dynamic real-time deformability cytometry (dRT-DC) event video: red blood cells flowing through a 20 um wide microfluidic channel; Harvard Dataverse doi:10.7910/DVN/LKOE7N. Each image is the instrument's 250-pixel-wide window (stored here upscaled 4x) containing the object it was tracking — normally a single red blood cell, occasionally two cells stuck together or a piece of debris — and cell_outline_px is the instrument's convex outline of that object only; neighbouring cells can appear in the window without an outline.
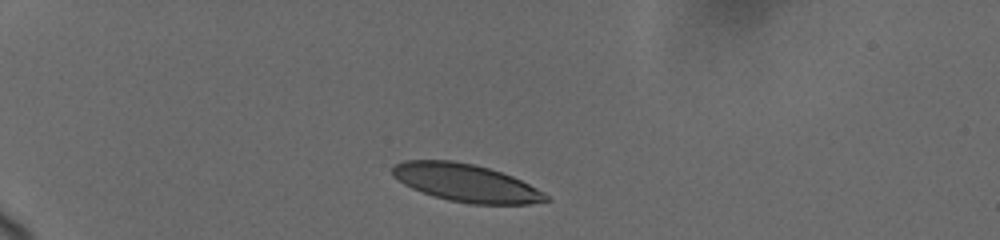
{"species": "human", "species_latin": "Homo sapiens", "temperature_condition": "cold", "stored_images_in_passage": 27, "camera_frame_rate_fps": 3000, "um_per_image_px": 0.085, "donor": {"sex": "female"}, "frame": {"image": 1, "passage_image": 1, "time_ms": 0.0, "image_size_px": [1000, 240], "cell_outline_px": [[552, 200], [528, 204], [468, 204], [448, 200], [412, 188], [404, 184], [392, 176], [392, 168], [396, 164], [404, 160], [452, 160], [472, 164], [488, 168], [512, 176], [544, 192]], "centroid_in_image_um": [39.61, 15.54], "position_along_channel_um": 45.4, "area_um2": 33.52}}
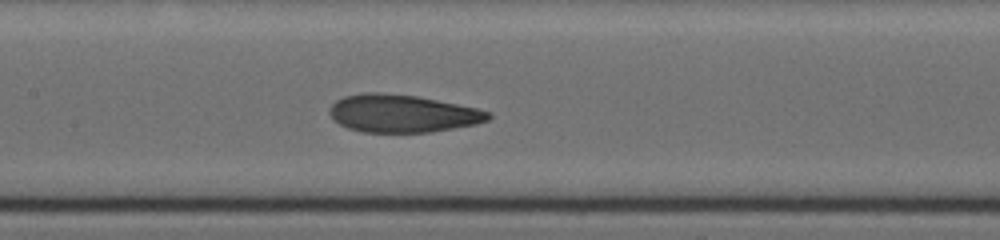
{"frame": {"image": 2, "passage_image": 16, "time_ms": 5.0, "image_size_px": [1000, 240], "cell_outline_px": [[492, 116], [488, 120], [476, 124], [428, 132], [360, 132], [348, 128], [332, 120], [328, 112], [332, 104], [336, 100], [344, 96], [364, 92], [376, 92], [416, 96], [476, 108], [492, 112]], "centroid_in_image_um": [34.16, 9.65], "position_along_channel_um": 173.2, "area_um2": 34.8}}
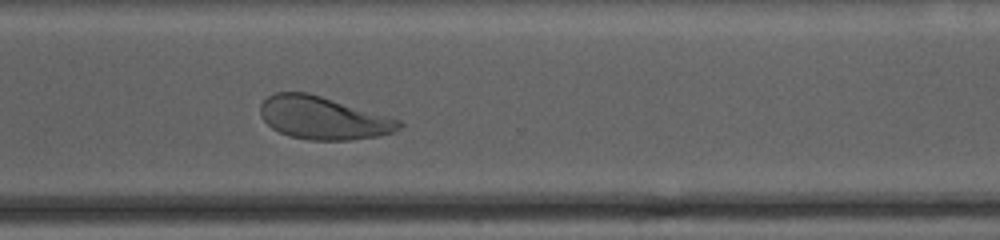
{"frame": {"image": 3, "passage_image": 27, "time_ms": 9.667, "image_size_px": [1000, 240], "cell_outline_px": [[404, 124], [400, 128], [392, 132], [376, 136], [348, 140], [312, 140], [288, 136], [272, 128], [264, 120], [260, 112], [260, 104], [268, 96], [276, 92], [308, 92], [388, 116], [400, 120]], "centroid_in_image_um": [27.45, 10.02], "position_along_channel_um": 343.2, "area_um2": 34.33}}